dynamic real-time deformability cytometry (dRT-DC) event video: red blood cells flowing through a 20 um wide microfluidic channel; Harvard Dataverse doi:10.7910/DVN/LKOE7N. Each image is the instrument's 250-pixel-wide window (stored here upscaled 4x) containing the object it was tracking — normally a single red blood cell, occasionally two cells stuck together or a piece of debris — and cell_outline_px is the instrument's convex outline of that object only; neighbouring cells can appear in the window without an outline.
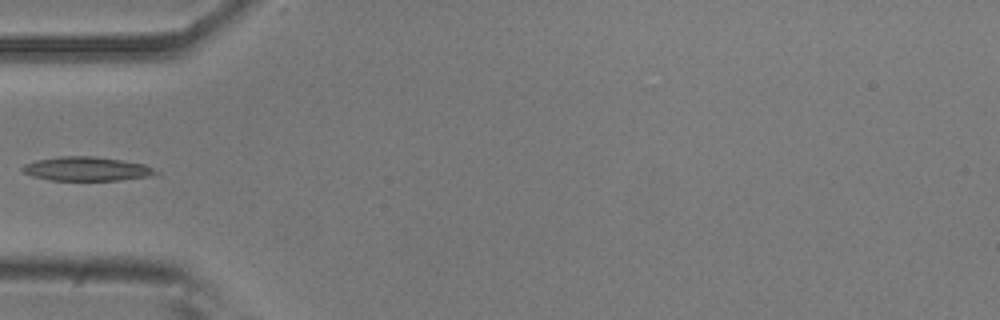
{"species": "common noctule bat (a hibernating species)", "species_latin": "Nyctalus noctula", "temperature_condition": "room temperature", "stored_images_in_passage": 36, "camera_frame_rate_fps": 3000, "um_per_image_px": 0.085, "animal": {"sex": "male", "body_mass_g": 20.5, "forearm_length_mm": 52.5}, "frame": {"image": 1, "passage_image": 1, "time_ms": 0.0, "image_size_px": [1000, 320], "cell_outline_px": [[160, 176], [120, 180], [52, 180], [32, 176], [20, 172], [20, 168], [24, 164], [36, 160], [60, 156], [92, 156], [120, 160], [144, 164], [160, 172]], "centroid_in_image_um": [7.39, 14.36], "position_along_channel_um": 77.6, "area_um2": 18.9}}
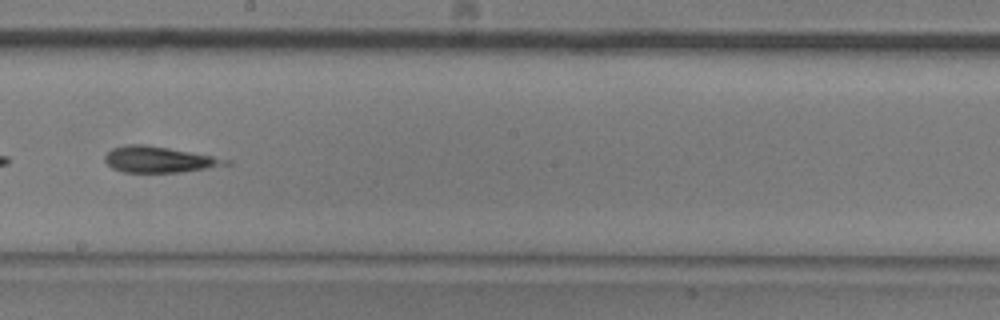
{"frame": {"image": 2, "passage_image": 13, "time_ms": 4.0, "image_size_px": [1000, 320], "cell_outline_px": [[232, 164], [208, 168], [180, 172], [124, 172], [112, 168], [104, 160], [104, 156], [112, 148], [128, 144], [144, 144], [168, 148], [212, 156], [232, 160]], "centroid_in_image_um": [13.52, 13.56], "position_along_channel_um": 234.7, "area_um2": 18.21}}
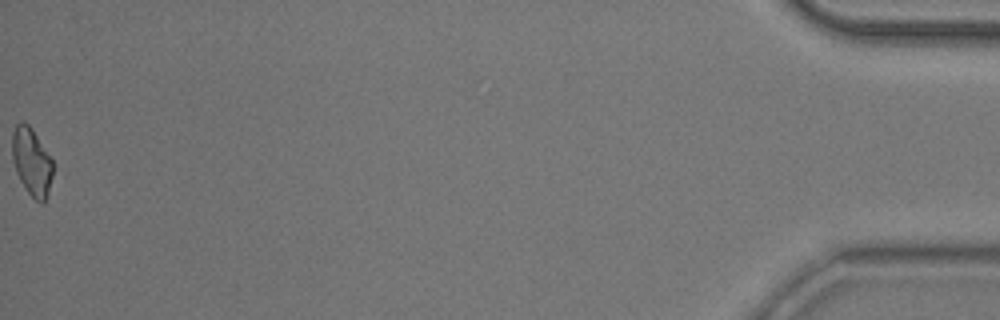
{"frame": {"image": 3, "passage_image": 36, "time_ms": 11.667, "image_size_px": [1000, 320], "cell_outline_px": [[52, 176], [48, 192], [44, 200], [40, 204], [28, 192], [20, 180], [16, 172], [12, 160], [12, 132], [16, 124], [28, 124], [32, 128], [52, 160]], "centroid_in_image_um": [2.67, 13.75], "position_along_channel_um": 432.5, "area_um2": 15.72}}